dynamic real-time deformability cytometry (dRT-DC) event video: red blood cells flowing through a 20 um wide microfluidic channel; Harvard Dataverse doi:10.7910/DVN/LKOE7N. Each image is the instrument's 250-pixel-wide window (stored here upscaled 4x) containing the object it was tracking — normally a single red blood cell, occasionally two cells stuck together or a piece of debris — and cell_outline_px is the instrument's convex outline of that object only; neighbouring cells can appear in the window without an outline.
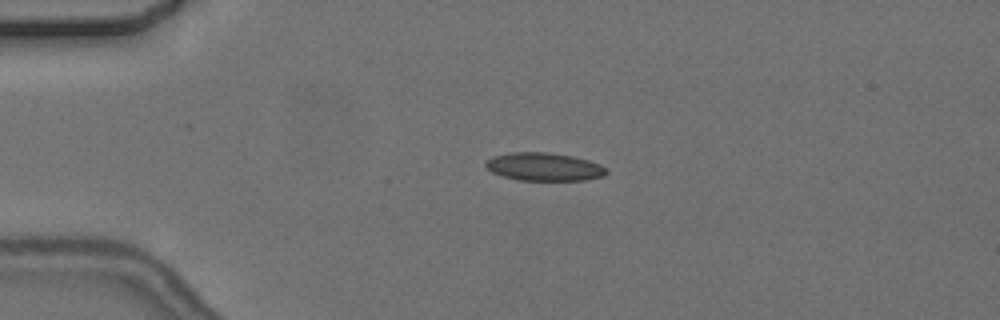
{"species": "common noctule bat (a hibernating species)", "species_latin": "Nyctalus noctula", "temperature_condition": "cold", "stored_images_in_passage": 5, "camera_frame_rate_fps": 3000, "um_per_image_px": 0.085, "animal": {"sex": "female", "body_mass_g": 24.6, "forearm_length_mm": 56.2}, "frame": {"image": 1, "passage_image": 4, "time_ms": 3.333, "image_size_px": [1000, 320], "cell_outline_px": [[608, 172], [604, 176], [584, 180], [520, 180], [504, 176], [492, 172], [484, 164], [484, 160], [492, 156], [508, 152], [548, 152], [572, 156], [588, 160], [600, 164], [608, 168]], "centroid_in_image_um": [46.24, 14.16], "position_along_channel_um": 38.8, "area_um2": 19.88}}